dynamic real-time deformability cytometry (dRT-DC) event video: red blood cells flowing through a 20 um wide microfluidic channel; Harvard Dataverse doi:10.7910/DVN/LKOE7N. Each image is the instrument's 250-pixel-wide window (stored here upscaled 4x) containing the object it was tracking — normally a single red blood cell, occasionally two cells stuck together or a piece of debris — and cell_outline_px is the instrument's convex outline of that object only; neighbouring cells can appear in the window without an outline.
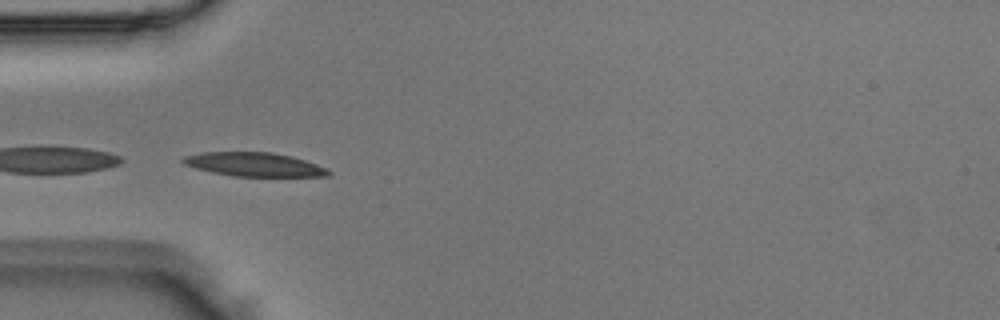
{"species": "Egyptian fruit bat (a non-hibernating species)", "species_latin": "Rousettus aegyptiacus", "temperature_condition": "room temperature", "stored_images_in_passage": 5, "camera_frame_rate_fps": 3000, "um_per_image_px": 0.085, "animal": {"sex": "male"}, "frame": {"image": 1, "passage_image": 1, "time_ms": 0.0, "image_size_px": [1000, 320], "cell_outline_px": [[332, 176], [236, 176], [212, 172], [196, 168], [184, 164], [180, 160], [184, 156], [200, 152], [272, 152], [292, 156], [328, 168], [332, 172]], "centroid_in_image_um": [21.63, 13.97], "position_along_channel_um": 63.4, "area_um2": 20.23}}